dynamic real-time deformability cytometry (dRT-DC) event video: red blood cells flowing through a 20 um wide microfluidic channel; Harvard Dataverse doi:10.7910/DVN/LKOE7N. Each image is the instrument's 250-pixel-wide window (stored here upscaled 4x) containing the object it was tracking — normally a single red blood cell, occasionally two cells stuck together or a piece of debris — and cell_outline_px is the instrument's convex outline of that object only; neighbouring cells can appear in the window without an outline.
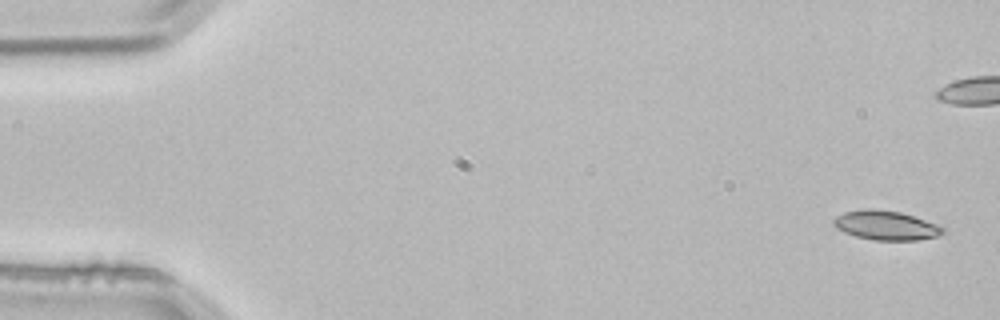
{"species": "common noctule bat (a hibernating species)", "species_latin": "Nyctalus noctula", "temperature_condition": "room temperature", "stored_images_in_passage": 4, "segment_of_instrument_passage": [2, 2], "camera_frame_rate_fps": 3000, "um_per_image_px": 0.085, "animal": {"sex": "male", "body_mass_g": 21.5, "forearm_length_mm": 52.0}, "frame": {"image": 1, "passage_image": 4, "time_ms": 1.0, "image_size_px": [1000, 320], "cell_outline_px": [[944, 232], [936, 236], [916, 240], [872, 240], [856, 236], [844, 232], [836, 228], [832, 224], [832, 220], [836, 216], [844, 212], [872, 208], [900, 212], [936, 224], [944, 228]], "centroid_in_image_um": [75.25, 19.16], "position_along_channel_um": 9.8, "area_um2": 18.44}}